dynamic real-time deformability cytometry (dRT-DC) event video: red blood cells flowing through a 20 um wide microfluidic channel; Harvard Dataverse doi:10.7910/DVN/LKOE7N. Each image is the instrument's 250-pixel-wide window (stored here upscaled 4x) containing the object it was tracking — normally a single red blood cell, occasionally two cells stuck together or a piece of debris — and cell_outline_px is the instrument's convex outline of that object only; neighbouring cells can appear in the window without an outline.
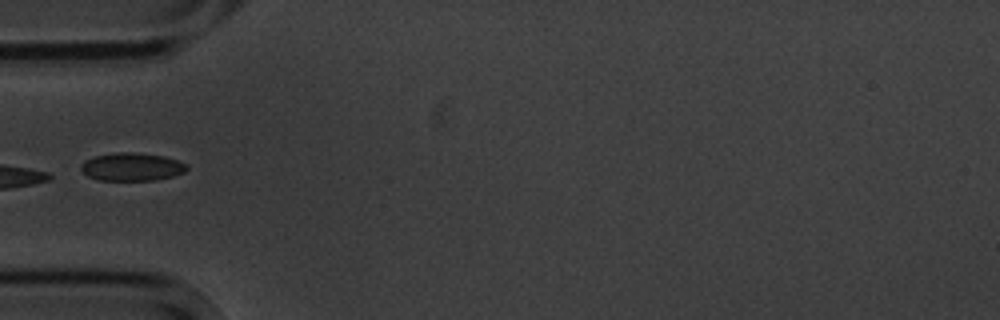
{"species": "common noctule bat (a hibernating species)", "species_latin": "Nyctalus noctula", "temperature_condition": "cold", "stored_images_in_passage": 6, "camera_frame_rate_fps": 3000, "um_per_image_px": 0.085, "animal": {"sex": "male", "body_mass_g": 20.1, "forearm_length_mm": 53.5}, "frame": {"image": 1, "passage_image": 6, "time_ms": 5.667, "image_size_px": [1000, 320], "cell_outline_px": [[188, 168], [184, 172], [172, 176], [152, 180], [100, 180], [88, 176], [80, 168], [80, 164], [84, 160], [96, 156], [116, 152], [136, 152], [164, 156], [176, 160], [184, 164]], "centroid_in_image_um": [11.17, 14.17], "position_along_channel_um": 73.8, "area_um2": 17.11}}